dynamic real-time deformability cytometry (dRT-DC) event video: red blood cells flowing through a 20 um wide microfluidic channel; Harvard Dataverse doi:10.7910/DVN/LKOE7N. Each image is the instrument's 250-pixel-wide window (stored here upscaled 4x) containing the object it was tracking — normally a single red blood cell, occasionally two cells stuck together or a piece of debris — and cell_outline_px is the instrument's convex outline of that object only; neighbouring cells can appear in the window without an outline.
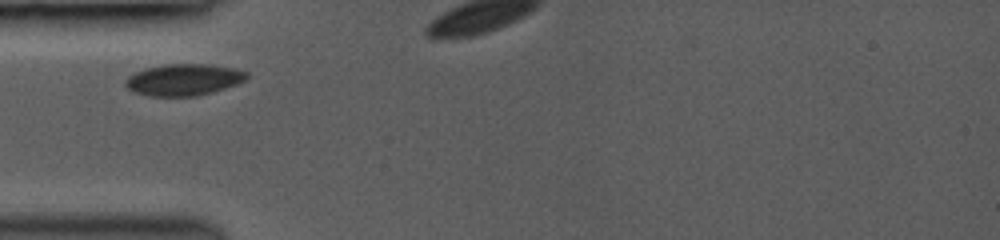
{"species": "common noctule bat (a hibernating species)", "species_latin": "Nyctalus noctula", "temperature_condition": "room temperature", "stored_images_in_passage": 3, "camera_frame_rate_fps": 3000, "um_per_image_px": 0.085, "animal": {"sex": "female", "body_mass_g": 19.0, "forearm_length_mm": 53.3}, "frame": {"image": 1, "passage_image": 1, "time_ms": 0.0, "image_size_px": [1000, 240], "cell_outline_px": [[248, 76], [244, 80], [236, 84], [212, 92], [196, 96], [152, 96], [136, 92], [128, 88], [124, 84], [124, 80], [128, 76], [144, 68], [164, 64], [208, 64], [232, 68], [248, 72]], "centroid_in_image_um": [15.59, 6.77], "position_along_channel_um": 69.4, "area_um2": 22.2}}